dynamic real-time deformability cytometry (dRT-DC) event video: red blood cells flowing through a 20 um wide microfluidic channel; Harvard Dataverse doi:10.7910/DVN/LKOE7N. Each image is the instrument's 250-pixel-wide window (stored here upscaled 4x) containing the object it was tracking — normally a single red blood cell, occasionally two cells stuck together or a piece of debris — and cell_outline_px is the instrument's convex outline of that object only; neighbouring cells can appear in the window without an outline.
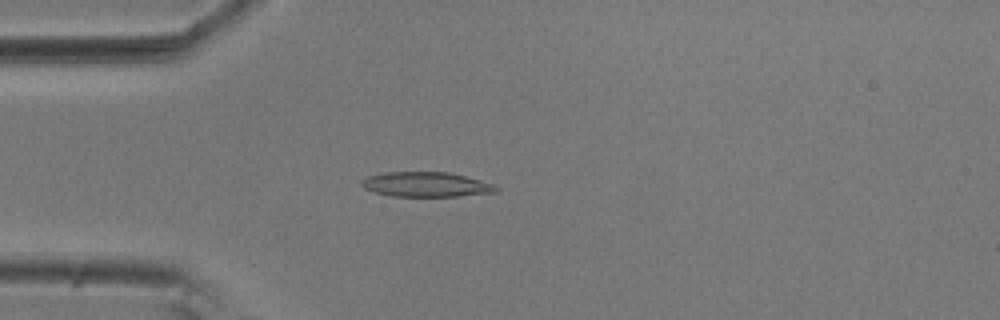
{"species": "common noctule bat (a hibernating species)", "species_latin": "Nyctalus noctula", "temperature_condition": "room temperature", "stored_images_in_passage": 50, "camera_frame_rate_fps": 3000, "um_per_image_px": 0.085, "animal": {"sex": "male", "body_mass_g": 20.5, "forearm_length_mm": 52.5}, "frame": {"image": 1, "passage_image": 10, "time_ms": 3.0, "image_size_px": [1000, 320], "cell_outline_px": [[500, 188], [496, 192], [460, 196], [392, 196], [376, 192], [364, 188], [360, 184], [360, 180], [364, 176], [380, 172], [448, 172], [480, 180], [492, 184]], "centroid_in_image_um": [36.16, 15.67], "position_along_channel_um": 48.8, "area_um2": 19.54}}
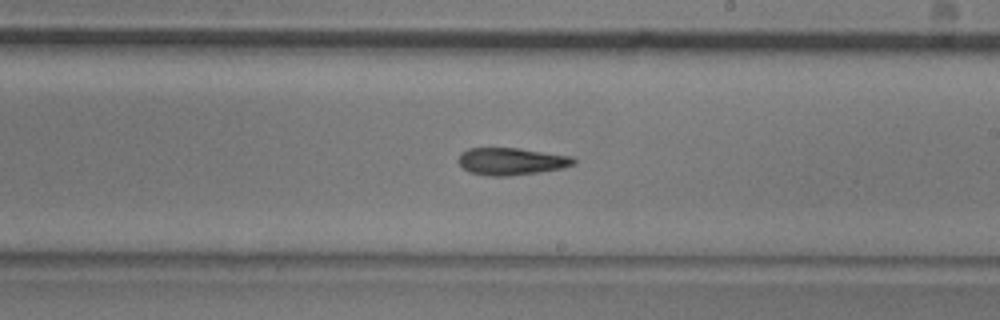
{"frame": {"image": 2, "passage_image": 27, "time_ms": 8.667, "image_size_px": [1000, 320], "cell_outline_px": [[576, 164], [564, 168], [540, 172], [508, 176], [488, 176], [468, 172], [460, 164], [460, 152], [468, 148], [520, 148], [572, 156], [576, 160]], "centroid_in_image_um": [43.5, 13.71], "position_along_channel_um": 245.5, "area_um2": 18.44}}
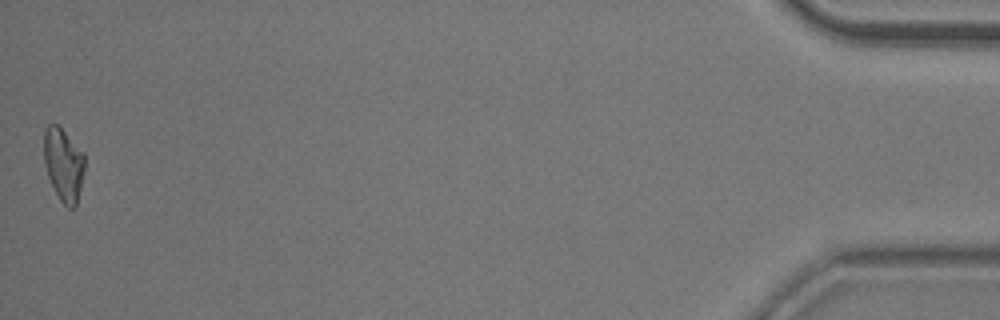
{"frame": {"image": 3, "passage_image": 50, "time_ms": 16.333, "image_size_px": [1000, 320], "cell_outline_px": [[84, 172], [76, 208], [68, 208], [60, 200], [48, 176], [44, 164], [44, 128], [48, 124], [56, 124], [84, 152]], "centroid_in_image_um": [5.4, 13.99], "position_along_channel_um": 429.8, "area_um2": 17.28}, "authors_computed_cell_mechanics": {"area_um2": 18.4093, "velocity_mm_per_s": 3.6649, "shape_relaxation_time_tau1_ms": 7.2158, "shape_relaxation_time_tau2_ms": 5.1532, "deformation_change_tau1": 0.1835, "deformation_change_tau2": 0.1393}}